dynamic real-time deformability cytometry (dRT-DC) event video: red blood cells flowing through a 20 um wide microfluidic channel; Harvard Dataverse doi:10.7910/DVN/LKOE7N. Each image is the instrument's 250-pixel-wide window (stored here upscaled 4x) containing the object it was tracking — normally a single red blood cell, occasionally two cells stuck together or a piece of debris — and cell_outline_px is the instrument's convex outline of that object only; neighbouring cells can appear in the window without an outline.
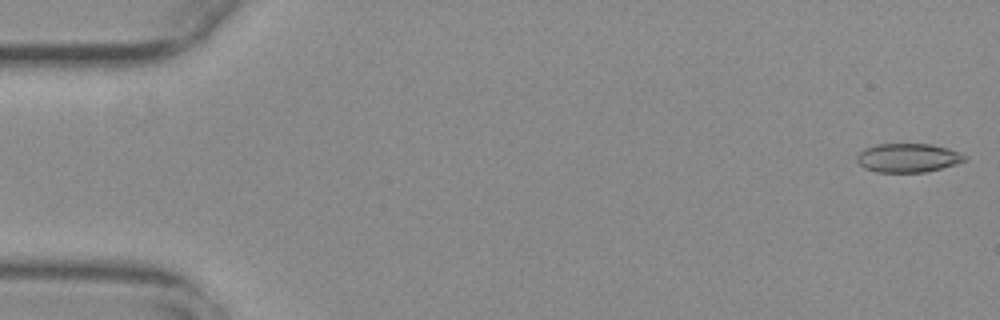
{"species": "common noctule bat (a hibernating species)", "species_latin": "Nyctalus noctula", "temperature_condition": "warm", "stored_images_in_passage": 55, "camera_frame_rate_fps": 3000, "um_per_image_px": 0.085, "animal": {"sex": "female", "body_mass_g": 29.2, "forearm_length_mm": 56.3}, "frame": {"image": 1, "passage_image": 1, "time_ms": 0.0, "image_size_px": [1000, 320], "cell_outline_px": [[968, 160], [956, 164], [924, 172], [876, 172], [864, 168], [856, 160], [856, 156], [864, 148], [876, 144], [932, 144], [948, 148], [968, 156]], "centroid_in_image_um": [77.18, 13.41], "position_along_channel_um": 7.8, "area_um2": 18.21}}
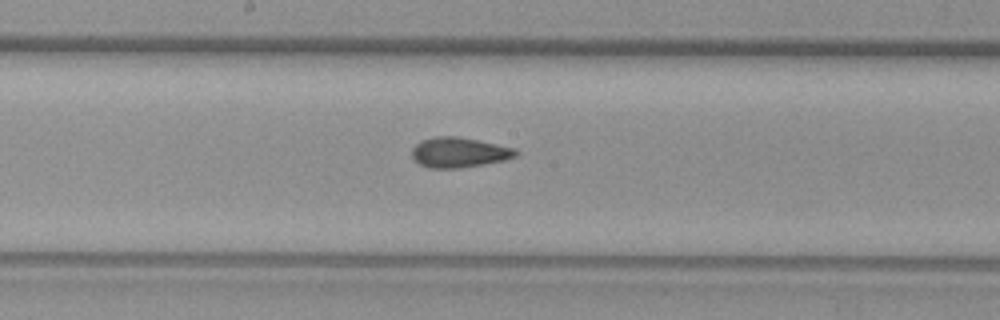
{"frame": {"image": 2, "passage_image": 29, "time_ms": 9.333, "image_size_px": [1000, 320], "cell_outline_px": [[520, 152], [516, 156], [504, 160], [484, 164], [460, 168], [428, 168], [420, 164], [412, 156], [412, 148], [420, 140], [436, 136], [456, 136], [516, 148]], "centroid_in_image_um": [39.02, 12.95], "position_along_channel_um": 209.2, "area_um2": 18.21}}
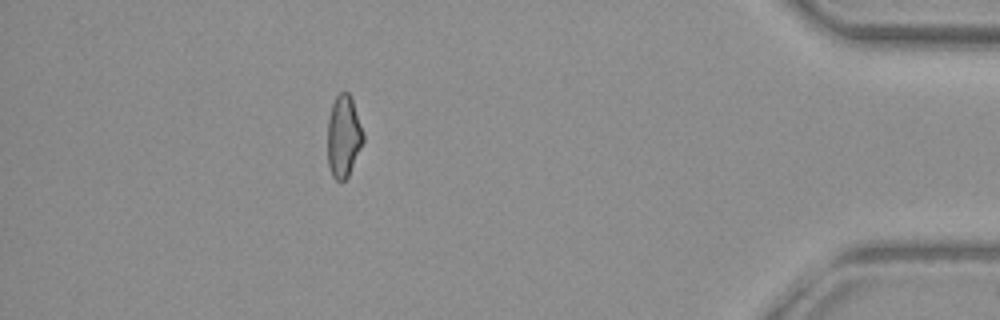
{"frame": {"image": 3, "passage_image": 49, "time_ms": 16.0, "image_size_px": [1000, 320], "cell_outline_px": [[364, 140], [348, 176], [340, 184], [332, 176], [328, 164], [328, 120], [332, 104], [336, 96], [340, 92], [348, 92], [352, 96], [364, 136]], "centroid_in_image_um": [29.2, 11.59], "position_along_channel_um": 406.0, "area_um2": 17.05}, "authors_computed_cell_mechanics": {"area_um2": 18.0914, "velocity_mm_per_s": 3.746, "shape_relaxation_time_tau1_ms": null, "shape_relaxation_time_tau2_ms": 2.0886, "deformation_change_tau1": null, "deformation_change_tau2": 0.0817}}